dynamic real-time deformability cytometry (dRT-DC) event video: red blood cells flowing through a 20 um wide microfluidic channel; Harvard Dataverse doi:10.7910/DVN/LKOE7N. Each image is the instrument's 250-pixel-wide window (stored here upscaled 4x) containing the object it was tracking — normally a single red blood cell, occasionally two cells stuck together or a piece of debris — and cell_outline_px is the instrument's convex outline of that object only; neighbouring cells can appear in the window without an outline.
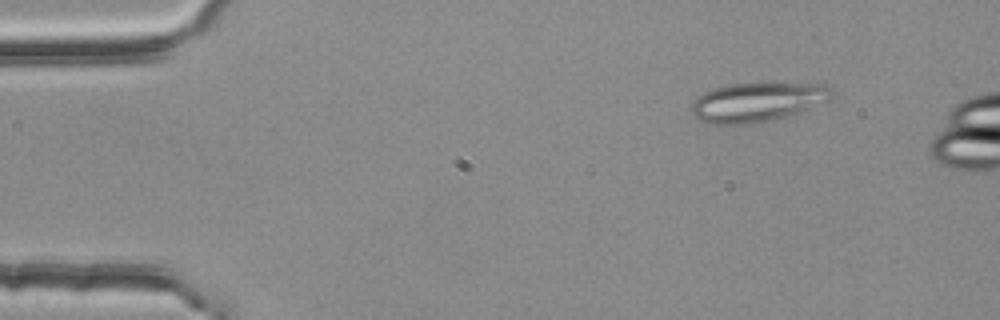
{"species": "common noctule bat (a hibernating species)", "species_latin": "Nyctalus noctula", "temperature_condition": "room temperature", "stored_images_in_passage": 51, "segment_of_instrument_passage": [1, 2], "camera_frame_rate_fps": 3000, "um_per_image_px": 0.085, "animal": {"sex": "female", "body_mass_g": 25.1}, "frame": {"image": 1, "passage_image": 7, "time_ms": 2.0, "image_size_px": [1000, 320], "cell_outline_px": [[836, 88], [832, 100], [804, 112], [776, 120], [748, 124], [708, 124], [696, 120], [692, 112], [692, 100], [696, 96], [704, 92], [716, 88], [732, 84], [764, 80], [832, 84]], "centroid_in_image_um": [64.53, 8.63], "position_along_channel_um": 20.5, "area_um2": 34.33}}